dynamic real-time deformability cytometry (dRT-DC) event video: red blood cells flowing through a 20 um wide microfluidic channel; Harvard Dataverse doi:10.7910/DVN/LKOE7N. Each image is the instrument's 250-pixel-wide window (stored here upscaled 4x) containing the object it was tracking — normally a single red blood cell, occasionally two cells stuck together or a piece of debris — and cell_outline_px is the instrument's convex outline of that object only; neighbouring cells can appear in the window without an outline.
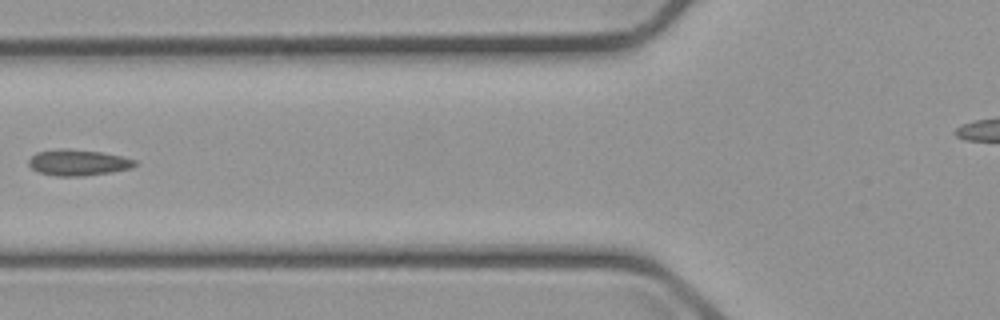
{"species": "common noctule bat (a hibernating species)", "species_latin": "Nyctalus noctula", "temperature_condition": "cold", "stored_images_in_passage": 7, "camera_frame_rate_fps": 3000, "um_per_image_px": 0.085, "animal": {"sex": "male", "body_mass_g": 23.1, "forearm_length_mm": 52.7}, "frame": {"image": 1, "passage_image": 6, "time_ms": 6.0, "image_size_px": [1000, 320], "cell_outline_px": [[136, 164], [132, 168], [112, 172], [84, 176], [56, 176], [40, 172], [32, 168], [28, 164], [28, 160], [36, 152], [64, 148], [100, 152], [120, 156], [136, 160]], "centroid_in_image_um": [6.63, 13.82], "position_along_channel_um": 119.2, "area_um2": 16.01}}
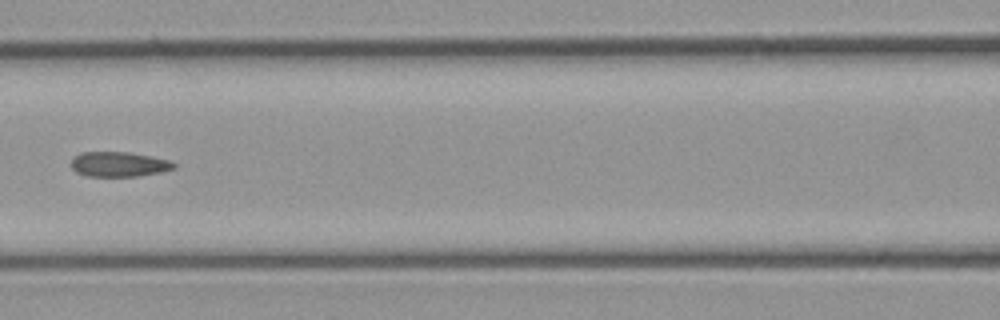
{"frame": {"image": 2, "passage_image": 7, "time_ms": 7.0, "image_size_px": [1000, 320], "cell_outline_px": [[176, 168], [160, 172], [140, 176], [88, 176], [76, 172], [72, 168], [72, 160], [80, 152], [128, 152], [168, 160], [176, 164]], "centroid_in_image_um": [10.11, 13.96], "position_along_channel_um": 156.5, "area_um2": 14.74}}